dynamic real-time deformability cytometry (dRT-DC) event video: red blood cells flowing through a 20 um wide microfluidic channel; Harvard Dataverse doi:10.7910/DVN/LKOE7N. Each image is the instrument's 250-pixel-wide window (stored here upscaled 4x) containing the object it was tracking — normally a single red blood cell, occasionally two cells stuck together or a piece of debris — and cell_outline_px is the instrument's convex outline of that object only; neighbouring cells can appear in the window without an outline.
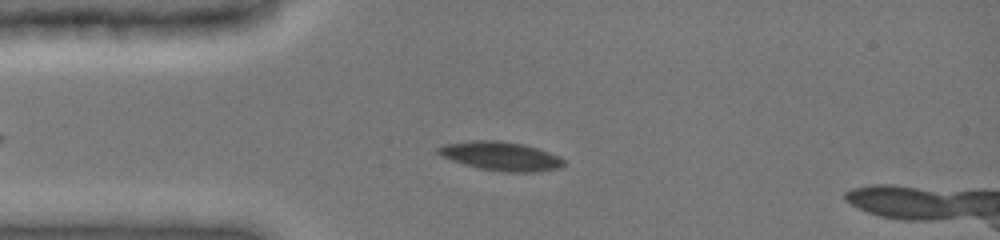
{"species": "common noctule bat (a hibernating species)", "species_latin": "Nyctalus noctula", "temperature_condition": "cold", "stored_images_in_passage": 41, "camera_frame_rate_fps": 3000, "um_per_image_px": 0.085, "animal": {"sex": "female", "body_mass_g": 19.0, "forearm_length_mm": 51.5}, "frame": {"image": 1, "passage_image": 8, "time_ms": 3.0, "image_size_px": [1000, 240], "cell_outline_px": [[564, 164], [560, 168], [536, 172], [504, 172], [480, 168], [464, 164], [440, 156], [436, 152], [436, 148], [444, 144], [476, 140], [500, 140], [524, 144], [548, 152], [564, 160]], "centroid_in_image_um": [42.54, 13.27], "position_along_channel_um": 42.5, "area_um2": 21.04}}
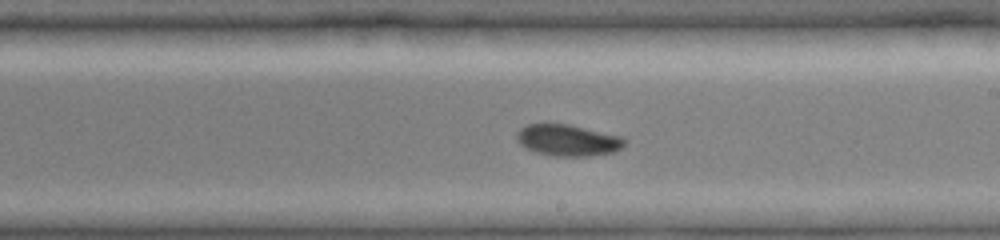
{"frame": {"image": 2, "passage_image": 24, "time_ms": 8.333, "image_size_px": [1000, 240], "cell_outline_px": [[624, 144], [620, 148], [612, 152], [588, 156], [552, 156], [536, 152], [520, 144], [516, 140], [516, 132], [520, 128], [528, 124], [568, 124], [620, 136], [624, 140]], "centroid_in_image_um": [48.21, 11.92], "position_along_channel_um": 240.8, "area_um2": 19.48}}
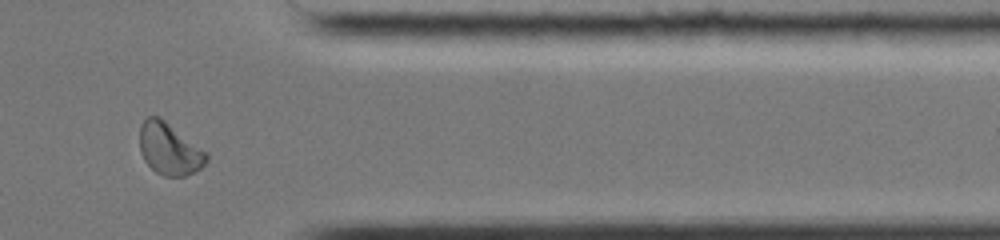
{"frame": {"image": 3, "passage_image": 37, "time_ms": 12.333, "image_size_px": [1000, 240], "cell_outline_px": [[208, 160], [200, 168], [184, 176], [164, 176], [156, 172], [144, 160], [140, 152], [140, 124], [148, 116], [160, 116], [208, 152]], "centroid_in_image_um": [14.4, 12.63], "position_along_channel_um": 397.0, "area_um2": 20.29}, "authors_computed_cell_mechanics": {"area_um2": 19.8832, "velocity_mm_per_s": 3.9999, "shape_relaxation_time_tau1_ms": 3.9864, "shape_relaxation_time_tau2_ms": null, "deformation_change_tau1": 0.1175, "deformation_change_tau2": null}}